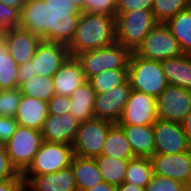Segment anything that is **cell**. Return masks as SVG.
Instances as JSON below:
<instances>
[{"label": "cell", "mask_w": 191, "mask_h": 191, "mask_svg": "<svg viewBox=\"0 0 191 191\" xmlns=\"http://www.w3.org/2000/svg\"><path fill=\"white\" fill-rule=\"evenodd\" d=\"M81 12L72 0H30L21 10L20 27L44 41L68 45Z\"/></svg>", "instance_id": "6da1fadb"}, {"label": "cell", "mask_w": 191, "mask_h": 191, "mask_svg": "<svg viewBox=\"0 0 191 191\" xmlns=\"http://www.w3.org/2000/svg\"><path fill=\"white\" fill-rule=\"evenodd\" d=\"M116 42V17L105 14L81 12L77 28L67 45L69 55H76L106 47Z\"/></svg>", "instance_id": "7a4b0ae2"}, {"label": "cell", "mask_w": 191, "mask_h": 191, "mask_svg": "<svg viewBox=\"0 0 191 191\" xmlns=\"http://www.w3.org/2000/svg\"><path fill=\"white\" fill-rule=\"evenodd\" d=\"M128 80L132 90L157 98L169 85L160 61L145 59L131 53Z\"/></svg>", "instance_id": "3957f363"}, {"label": "cell", "mask_w": 191, "mask_h": 191, "mask_svg": "<svg viewBox=\"0 0 191 191\" xmlns=\"http://www.w3.org/2000/svg\"><path fill=\"white\" fill-rule=\"evenodd\" d=\"M131 51L115 42L106 47L82 52L75 57L80 62L86 80L113 69H128Z\"/></svg>", "instance_id": "277c9868"}, {"label": "cell", "mask_w": 191, "mask_h": 191, "mask_svg": "<svg viewBox=\"0 0 191 191\" xmlns=\"http://www.w3.org/2000/svg\"><path fill=\"white\" fill-rule=\"evenodd\" d=\"M156 24L152 11L140 9L116 14V42L134 52Z\"/></svg>", "instance_id": "5b68a950"}, {"label": "cell", "mask_w": 191, "mask_h": 191, "mask_svg": "<svg viewBox=\"0 0 191 191\" xmlns=\"http://www.w3.org/2000/svg\"><path fill=\"white\" fill-rule=\"evenodd\" d=\"M41 131L18 125L13 136L4 144L11 165L23 173L32 163L40 148Z\"/></svg>", "instance_id": "8992f818"}, {"label": "cell", "mask_w": 191, "mask_h": 191, "mask_svg": "<svg viewBox=\"0 0 191 191\" xmlns=\"http://www.w3.org/2000/svg\"><path fill=\"white\" fill-rule=\"evenodd\" d=\"M113 124L97 117L80 123L72 145L74 155L85 158L100 156L108 131Z\"/></svg>", "instance_id": "52a82bcc"}, {"label": "cell", "mask_w": 191, "mask_h": 191, "mask_svg": "<svg viewBox=\"0 0 191 191\" xmlns=\"http://www.w3.org/2000/svg\"><path fill=\"white\" fill-rule=\"evenodd\" d=\"M73 156L74 153L71 145L43 141L32 163L22 175L56 173L61 169L69 167Z\"/></svg>", "instance_id": "ba28073f"}, {"label": "cell", "mask_w": 191, "mask_h": 191, "mask_svg": "<svg viewBox=\"0 0 191 191\" xmlns=\"http://www.w3.org/2000/svg\"><path fill=\"white\" fill-rule=\"evenodd\" d=\"M137 56L150 60H165L182 55L177 39L165 23H157L134 51Z\"/></svg>", "instance_id": "9c48e42d"}, {"label": "cell", "mask_w": 191, "mask_h": 191, "mask_svg": "<svg viewBox=\"0 0 191 191\" xmlns=\"http://www.w3.org/2000/svg\"><path fill=\"white\" fill-rule=\"evenodd\" d=\"M157 117L181 123L191 111V90L168 85L156 98Z\"/></svg>", "instance_id": "30bf717a"}, {"label": "cell", "mask_w": 191, "mask_h": 191, "mask_svg": "<svg viewBox=\"0 0 191 191\" xmlns=\"http://www.w3.org/2000/svg\"><path fill=\"white\" fill-rule=\"evenodd\" d=\"M154 154H177L191 149L181 123L159 118L153 123Z\"/></svg>", "instance_id": "8fae6325"}, {"label": "cell", "mask_w": 191, "mask_h": 191, "mask_svg": "<svg viewBox=\"0 0 191 191\" xmlns=\"http://www.w3.org/2000/svg\"><path fill=\"white\" fill-rule=\"evenodd\" d=\"M131 91L132 88L127 79L123 84L117 85L105 93L96 94L95 117L118 123L123 115Z\"/></svg>", "instance_id": "7c38bea8"}, {"label": "cell", "mask_w": 191, "mask_h": 191, "mask_svg": "<svg viewBox=\"0 0 191 191\" xmlns=\"http://www.w3.org/2000/svg\"><path fill=\"white\" fill-rule=\"evenodd\" d=\"M69 56L67 45L41 40L31 60L33 76L53 77Z\"/></svg>", "instance_id": "4fadbf2b"}, {"label": "cell", "mask_w": 191, "mask_h": 191, "mask_svg": "<svg viewBox=\"0 0 191 191\" xmlns=\"http://www.w3.org/2000/svg\"><path fill=\"white\" fill-rule=\"evenodd\" d=\"M156 98L132 90L118 124L148 125L157 119Z\"/></svg>", "instance_id": "5bb4252c"}, {"label": "cell", "mask_w": 191, "mask_h": 191, "mask_svg": "<svg viewBox=\"0 0 191 191\" xmlns=\"http://www.w3.org/2000/svg\"><path fill=\"white\" fill-rule=\"evenodd\" d=\"M153 174L187 184L191 174V149L177 154H154L150 157Z\"/></svg>", "instance_id": "9a60e30c"}, {"label": "cell", "mask_w": 191, "mask_h": 191, "mask_svg": "<svg viewBox=\"0 0 191 191\" xmlns=\"http://www.w3.org/2000/svg\"><path fill=\"white\" fill-rule=\"evenodd\" d=\"M0 36L5 40L8 51L18 66L33 59L36 48L42 40L21 27L10 28Z\"/></svg>", "instance_id": "2e32d148"}, {"label": "cell", "mask_w": 191, "mask_h": 191, "mask_svg": "<svg viewBox=\"0 0 191 191\" xmlns=\"http://www.w3.org/2000/svg\"><path fill=\"white\" fill-rule=\"evenodd\" d=\"M80 122L71 114H49L41 129L42 140L73 145Z\"/></svg>", "instance_id": "e0dca14e"}, {"label": "cell", "mask_w": 191, "mask_h": 191, "mask_svg": "<svg viewBox=\"0 0 191 191\" xmlns=\"http://www.w3.org/2000/svg\"><path fill=\"white\" fill-rule=\"evenodd\" d=\"M22 176L26 181V191H77L71 166L56 173Z\"/></svg>", "instance_id": "ac0fdd59"}, {"label": "cell", "mask_w": 191, "mask_h": 191, "mask_svg": "<svg viewBox=\"0 0 191 191\" xmlns=\"http://www.w3.org/2000/svg\"><path fill=\"white\" fill-rule=\"evenodd\" d=\"M55 94L69 97L73 91L86 81L80 62L69 56L53 75Z\"/></svg>", "instance_id": "d6986e66"}, {"label": "cell", "mask_w": 191, "mask_h": 191, "mask_svg": "<svg viewBox=\"0 0 191 191\" xmlns=\"http://www.w3.org/2000/svg\"><path fill=\"white\" fill-rule=\"evenodd\" d=\"M48 115L46 101L22 95L15 119L18 125L41 131Z\"/></svg>", "instance_id": "ffe728a7"}, {"label": "cell", "mask_w": 191, "mask_h": 191, "mask_svg": "<svg viewBox=\"0 0 191 191\" xmlns=\"http://www.w3.org/2000/svg\"><path fill=\"white\" fill-rule=\"evenodd\" d=\"M130 143L135 157H148L154 155V132L153 124L148 125H130L119 124Z\"/></svg>", "instance_id": "44dd1931"}, {"label": "cell", "mask_w": 191, "mask_h": 191, "mask_svg": "<svg viewBox=\"0 0 191 191\" xmlns=\"http://www.w3.org/2000/svg\"><path fill=\"white\" fill-rule=\"evenodd\" d=\"M160 63L169 85L191 90V58L183 53Z\"/></svg>", "instance_id": "7402d4cb"}, {"label": "cell", "mask_w": 191, "mask_h": 191, "mask_svg": "<svg viewBox=\"0 0 191 191\" xmlns=\"http://www.w3.org/2000/svg\"><path fill=\"white\" fill-rule=\"evenodd\" d=\"M71 99V113L80 123L95 117L94 105L96 92L89 80H86L69 96Z\"/></svg>", "instance_id": "603a6c76"}, {"label": "cell", "mask_w": 191, "mask_h": 191, "mask_svg": "<svg viewBox=\"0 0 191 191\" xmlns=\"http://www.w3.org/2000/svg\"><path fill=\"white\" fill-rule=\"evenodd\" d=\"M70 166L74 173L77 191H85L103 181L95 158L74 155Z\"/></svg>", "instance_id": "cb8c5ba5"}, {"label": "cell", "mask_w": 191, "mask_h": 191, "mask_svg": "<svg viewBox=\"0 0 191 191\" xmlns=\"http://www.w3.org/2000/svg\"><path fill=\"white\" fill-rule=\"evenodd\" d=\"M101 155L127 160L135 158L130 143L118 123L110 127Z\"/></svg>", "instance_id": "d4e9b609"}, {"label": "cell", "mask_w": 191, "mask_h": 191, "mask_svg": "<svg viewBox=\"0 0 191 191\" xmlns=\"http://www.w3.org/2000/svg\"><path fill=\"white\" fill-rule=\"evenodd\" d=\"M184 54L191 50V6L165 22Z\"/></svg>", "instance_id": "484cf974"}, {"label": "cell", "mask_w": 191, "mask_h": 191, "mask_svg": "<svg viewBox=\"0 0 191 191\" xmlns=\"http://www.w3.org/2000/svg\"><path fill=\"white\" fill-rule=\"evenodd\" d=\"M95 161L103 181L115 186L125 182L126 169L129 160L100 155L95 158Z\"/></svg>", "instance_id": "4316f807"}, {"label": "cell", "mask_w": 191, "mask_h": 191, "mask_svg": "<svg viewBox=\"0 0 191 191\" xmlns=\"http://www.w3.org/2000/svg\"><path fill=\"white\" fill-rule=\"evenodd\" d=\"M19 66L8 51L5 40L0 36V88L2 90L19 88Z\"/></svg>", "instance_id": "83f0119b"}, {"label": "cell", "mask_w": 191, "mask_h": 191, "mask_svg": "<svg viewBox=\"0 0 191 191\" xmlns=\"http://www.w3.org/2000/svg\"><path fill=\"white\" fill-rule=\"evenodd\" d=\"M152 174L153 170L150 158L135 157L128 162L125 182L146 188Z\"/></svg>", "instance_id": "f1b7e54d"}, {"label": "cell", "mask_w": 191, "mask_h": 191, "mask_svg": "<svg viewBox=\"0 0 191 191\" xmlns=\"http://www.w3.org/2000/svg\"><path fill=\"white\" fill-rule=\"evenodd\" d=\"M19 88L22 95L35 97L46 102L55 95L52 77H42L37 74L24 82Z\"/></svg>", "instance_id": "f546056e"}, {"label": "cell", "mask_w": 191, "mask_h": 191, "mask_svg": "<svg viewBox=\"0 0 191 191\" xmlns=\"http://www.w3.org/2000/svg\"><path fill=\"white\" fill-rule=\"evenodd\" d=\"M128 79V69L106 70L89 79L96 94H102Z\"/></svg>", "instance_id": "4dcf8cb0"}, {"label": "cell", "mask_w": 191, "mask_h": 191, "mask_svg": "<svg viewBox=\"0 0 191 191\" xmlns=\"http://www.w3.org/2000/svg\"><path fill=\"white\" fill-rule=\"evenodd\" d=\"M189 6L190 0H154L152 14L157 23H165Z\"/></svg>", "instance_id": "1f68e13d"}, {"label": "cell", "mask_w": 191, "mask_h": 191, "mask_svg": "<svg viewBox=\"0 0 191 191\" xmlns=\"http://www.w3.org/2000/svg\"><path fill=\"white\" fill-rule=\"evenodd\" d=\"M22 97L20 88L1 90L0 117L15 118Z\"/></svg>", "instance_id": "d6a6232c"}, {"label": "cell", "mask_w": 191, "mask_h": 191, "mask_svg": "<svg viewBox=\"0 0 191 191\" xmlns=\"http://www.w3.org/2000/svg\"><path fill=\"white\" fill-rule=\"evenodd\" d=\"M146 191H186V185L168 177L152 174Z\"/></svg>", "instance_id": "836d02e7"}, {"label": "cell", "mask_w": 191, "mask_h": 191, "mask_svg": "<svg viewBox=\"0 0 191 191\" xmlns=\"http://www.w3.org/2000/svg\"><path fill=\"white\" fill-rule=\"evenodd\" d=\"M21 12L0 2V34L10 28L20 27Z\"/></svg>", "instance_id": "e575fe53"}, {"label": "cell", "mask_w": 191, "mask_h": 191, "mask_svg": "<svg viewBox=\"0 0 191 191\" xmlns=\"http://www.w3.org/2000/svg\"><path fill=\"white\" fill-rule=\"evenodd\" d=\"M85 12L116 17L117 0H85Z\"/></svg>", "instance_id": "d590c367"}, {"label": "cell", "mask_w": 191, "mask_h": 191, "mask_svg": "<svg viewBox=\"0 0 191 191\" xmlns=\"http://www.w3.org/2000/svg\"><path fill=\"white\" fill-rule=\"evenodd\" d=\"M154 0H117V14L133 10L152 11Z\"/></svg>", "instance_id": "8d00e7d4"}, {"label": "cell", "mask_w": 191, "mask_h": 191, "mask_svg": "<svg viewBox=\"0 0 191 191\" xmlns=\"http://www.w3.org/2000/svg\"><path fill=\"white\" fill-rule=\"evenodd\" d=\"M48 114L62 115L69 113L71 107L70 97L55 94L48 102Z\"/></svg>", "instance_id": "74e56055"}, {"label": "cell", "mask_w": 191, "mask_h": 191, "mask_svg": "<svg viewBox=\"0 0 191 191\" xmlns=\"http://www.w3.org/2000/svg\"><path fill=\"white\" fill-rule=\"evenodd\" d=\"M18 174L11 165L4 144H0V181L14 178Z\"/></svg>", "instance_id": "f35d334b"}, {"label": "cell", "mask_w": 191, "mask_h": 191, "mask_svg": "<svg viewBox=\"0 0 191 191\" xmlns=\"http://www.w3.org/2000/svg\"><path fill=\"white\" fill-rule=\"evenodd\" d=\"M17 126L15 118L0 117V144H5L13 136Z\"/></svg>", "instance_id": "ab89813d"}, {"label": "cell", "mask_w": 191, "mask_h": 191, "mask_svg": "<svg viewBox=\"0 0 191 191\" xmlns=\"http://www.w3.org/2000/svg\"><path fill=\"white\" fill-rule=\"evenodd\" d=\"M0 191H26V181L18 173L14 178L0 181Z\"/></svg>", "instance_id": "60d3db41"}, {"label": "cell", "mask_w": 191, "mask_h": 191, "mask_svg": "<svg viewBox=\"0 0 191 191\" xmlns=\"http://www.w3.org/2000/svg\"><path fill=\"white\" fill-rule=\"evenodd\" d=\"M31 61L26 62L25 64L19 65V74H18V83L19 87L26 81H28L31 77H33V69H32Z\"/></svg>", "instance_id": "b9f144b4"}, {"label": "cell", "mask_w": 191, "mask_h": 191, "mask_svg": "<svg viewBox=\"0 0 191 191\" xmlns=\"http://www.w3.org/2000/svg\"><path fill=\"white\" fill-rule=\"evenodd\" d=\"M182 128L187 136L188 142L191 147V111L188 113V115L184 118V120L181 122Z\"/></svg>", "instance_id": "7bdbcfd3"}, {"label": "cell", "mask_w": 191, "mask_h": 191, "mask_svg": "<svg viewBox=\"0 0 191 191\" xmlns=\"http://www.w3.org/2000/svg\"><path fill=\"white\" fill-rule=\"evenodd\" d=\"M85 191H116V186L113 184H109L105 181H102L99 184Z\"/></svg>", "instance_id": "ee69618b"}, {"label": "cell", "mask_w": 191, "mask_h": 191, "mask_svg": "<svg viewBox=\"0 0 191 191\" xmlns=\"http://www.w3.org/2000/svg\"><path fill=\"white\" fill-rule=\"evenodd\" d=\"M116 191H146V188L124 182L121 185L116 186Z\"/></svg>", "instance_id": "f6af8a7d"}, {"label": "cell", "mask_w": 191, "mask_h": 191, "mask_svg": "<svg viewBox=\"0 0 191 191\" xmlns=\"http://www.w3.org/2000/svg\"><path fill=\"white\" fill-rule=\"evenodd\" d=\"M0 2L9 7H14L21 12L26 0H0Z\"/></svg>", "instance_id": "bcb514c9"}, {"label": "cell", "mask_w": 191, "mask_h": 191, "mask_svg": "<svg viewBox=\"0 0 191 191\" xmlns=\"http://www.w3.org/2000/svg\"><path fill=\"white\" fill-rule=\"evenodd\" d=\"M73 3L83 12H85V0H72Z\"/></svg>", "instance_id": "7dc6e473"}, {"label": "cell", "mask_w": 191, "mask_h": 191, "mask_svg": "<svg viewBox=\"0 0 191 191\" xmlns=\"http://www.w3.org/2000/svg\"><path fill=\"white\" fill-rule=\"evenodd\" d=\"M186 191H191V174H190L188 183L186 184Z\"/></svg>", "instance_id": "c3c4849f"}, {"label": "cell", "mask_w": 191, "mask_h": 191, "mask_svg": "<svg viewBox=\"0 0 191 191\" xmlns=\"http://www.w3.org/2000/svg\"><path fill=\"white\" fill-rule=\"evenodd\" d=\"M186 55L191 58V50Z\"/></svg>", "instance_id": "681fc988"}]
</instances>
